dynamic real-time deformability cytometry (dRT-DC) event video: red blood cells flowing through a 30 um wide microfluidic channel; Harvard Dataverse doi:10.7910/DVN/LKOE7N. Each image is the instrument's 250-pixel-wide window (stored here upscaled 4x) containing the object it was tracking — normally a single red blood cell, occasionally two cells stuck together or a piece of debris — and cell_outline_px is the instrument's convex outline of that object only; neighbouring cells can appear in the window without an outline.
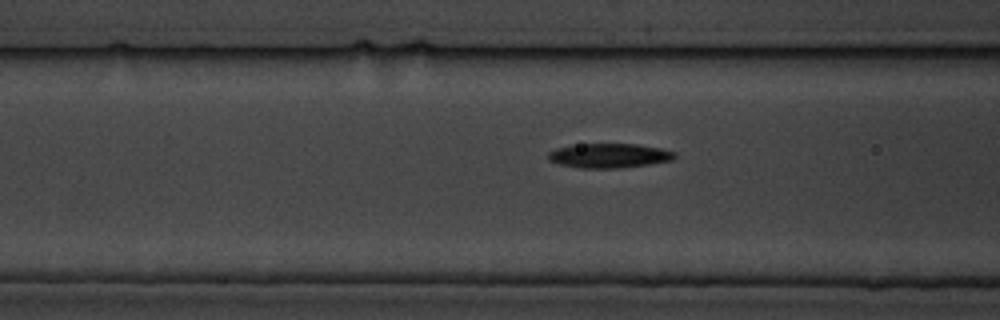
{"species": "common noctule bat (a hibernating species)", "species_latin": "Nyctalus noctula", "temperature_condition": "cold", "stored_images_in_passage": 13, "camera_frame_rate_fps": 3000, "um_per_image_px": 0.085, "animal": {"sex": "male", "body_mass_g": 19.5, "forearm_length_mm": 54.6}, "frame": {"image": 1, "passage_image": 11, "time_ms": 3.333, "image_size_px": [1000, 320], "cell_outline_px": [[676, 156], [672, 160], [648, 164], [620, 168], [580, 168], [560, 164], [548, 160], [548, 152], [556, 148], [580, 144], [636, 144], [660, 148], [676, 152]], "centroid_in_image_um": [51.77, 13.23], "position_along_channel_um": 114.8, "area_um2": 17.92}}